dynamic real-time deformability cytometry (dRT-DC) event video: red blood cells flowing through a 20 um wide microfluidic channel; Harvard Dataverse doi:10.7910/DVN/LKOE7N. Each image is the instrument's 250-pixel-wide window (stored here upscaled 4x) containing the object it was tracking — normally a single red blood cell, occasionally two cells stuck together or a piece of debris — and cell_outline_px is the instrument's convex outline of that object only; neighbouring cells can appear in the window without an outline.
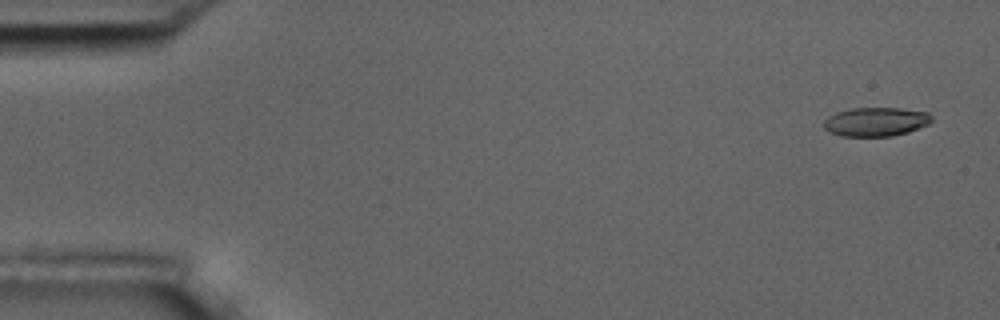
{"species": "common noctule bat (a hibernating species)", "species_latin": "Nyctalus noctula", "temperature_condition": "room temperature", "stored_images_in_passage": 5, "camera_frame_rate_fps": 3000, "um_per_image_px": 0.085, "animal": {"sex": "male", "body_mass_g": 17.5, "forearm_length_mm": 52.3}, "frame": {"image": 1, "passage_image": 1, "time_ms": 0.0, "image_size_px": [1000, 320], "cell_outline_px": [[932, 120], [928, 124], [908, 132], [892, 136], [840, 136], [828, 132], [824, 128], [824, 120], [828, 116], [836, 112], [852, 108], [900, 108], [928, 112], [932, 116]], "centroid_in_image_um": [74.43, 10.35], "position_along_channel_um": 10.6, "area_um2": 18.26}}
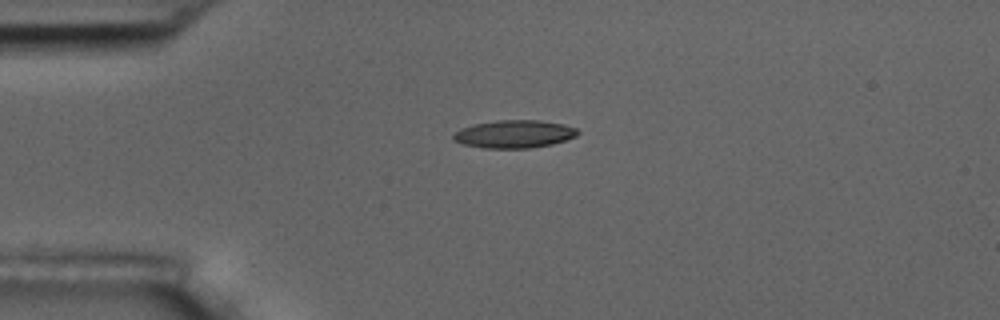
{"frame": {"image": 2, "passage_image": 4, "time_ms": 3.667, "image_size_px": [1000, 320], "cell_outline_px": [[580, 132], [576, 136], [552, 144], [532, 148], [484, 148], [464, 144], [452, 140], [452, 136], [460, 128], [472, 124], [496, 120], [540, 120], [564, 124], [576, 128]], "centroid_in_image_um": [43.7, 11.39], "position_along_channel_um": 41.3, "area_um2": 20.29}}